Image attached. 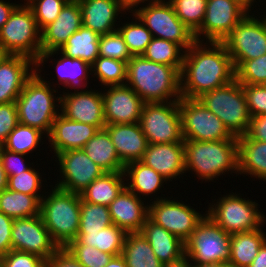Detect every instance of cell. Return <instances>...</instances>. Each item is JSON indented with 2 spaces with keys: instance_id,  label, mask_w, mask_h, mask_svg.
Masks as SVG:
<instances>
[{
  "instance_id": "obj_1",
  "label": "cell",
  "mask_w": 266,
  "mask_h": 267,
  "mask_svg": "<svg viewBox=\"0 0 266 267\" xmlns=\"http://www.w3.org/2000/svg\"><path fill=\"white\" fill-rule=\"evenodd\" d=\"M235 79L232 58L222 42L196 41L185 51L180 72L181 98H199Z\"/></svg>"
},
{
  "instance_id": "obj_2",
  "label": "cell",
  "mask_w": 266,
  "mask_h": 267,
  "mask_svg": "<svg viewBox=\"0 0 266 267\" xmlns=\"http://www.w3.org/2000/svg\"><path fill=\"white\" fill-rule=\"evenodd\" d=\"M144 103H163L181 99L180 71L145 59L142 55L133 56L127 62L126 83Z\"/></svg>"
},
{
  "instance_id": "obj_3",
  "label": "cell",
  "mask_w": 266,
  "mask_h": 267,
  "mask_svg": "<svg viewBox=\"0 0 266 267\" xmlns=\"http://www.w3.org/2000/svg\"><path fill=\"white\" fill-rule=\"evenodd\" d=\"M186 173L195 175L201 183L215 182L225 174H238V140H184ZM216 178V179H215Z\"/></svg>"
},
{
  "instance_id": "obj_4",
  "label": "cell",
  "mask_w": 266,
  "mask_h": 267,
  "mask_svg": "<svg viewBox=\"0 0 266 267\" xmlns=\"http://www.w3.org/2000/svg\"><path fill=\"white\" fill-rule=\"evenodd\" d=\"M51 87L34 72L15 101L19 123L36 128L46 136L60 114L61 106V90Z\"/></svg>"
},
{
  "instance_id": "obj_5",
  "label": "cell",
  "mask_w": 266,
  "mask_h": 267,
  "mask_svg": "<svg viewBox=\"0 0 266 267\" xmlns=\"http://www.w3.org/2000/svg\"><path fill=\"white\" fill-rule=\"evenodd\" d=\"M40 202V216L59 248H65L79 232L81 195L49 186ZM52 187V188H51Z\"/></svg>"
},
{
  "instance_id": "obj_6",
  "label": "cell",
  "mask_w": 266,
  "mask_h": 267,
  "mask_svg": "<svg viewBox=\"0 0 266 267\" xmlns=\"http://www.w3.org/2000/svg\"><path fill=\"white\" fill-rule=\"evenodd\" d=\"M236 193L229 191V194L213 199L208 203L206 216L230 235L264 227L266 216L257 200L242 198L241 193Z\"/></svg>"
},
{
  "instance_id": "obj_7",
  "label": "cell",
  "mask_w": 266,
  "mask_h": 267,
  "mask_svg": "<svg viewBox=\"0 0 266 267\" xmlns=\"http://www.w3.org/2000/svg\"><path fill=\"white\" fill-rule=\"evenodd\" d=\"M197 99L222 121L234 137L248 132L251 116L242 84L236 79L223 87L205 92Z\"/></svg>"
},
{
  "instance_id": "obj_8",
  "label": "cell",
  "mask_w": 266,
  "mask_h": 267,
  "mask_svg": "<svg viewBox=\"0 0 266 267\" xmlns=\"http://www.w3.org/2000/svg\"><path fill=\"white\" fill-rule=\"evenodd\" d=\"M0 48L10 55H23L34 62L41 54V30L32 10L20 3L0 29Z\"/></svg>"
},
{
  "instance_id": "obj_9",
  "label": "cell",
  "mask_w": 266,
  "mask_h": 267,
  "mask_svg": "<svg viewBox=\"0 0 266 267\" xmlns=\"http://www.w3.org/2000/svg\"><path fill=\"white\" fill-rule=\"evenodd\" d=\"M255 12L248 13L222 41L235 69L245 60L266 54V16Z\"/></svg>"
},
{
  "instance_id": "obj_10",
  "label": "cell",
  "mask_w": 266,
  "mask_h": 267,
  "mask_svg": "<svg viewBox=\"0 0 266 267\" xmlns=\"http://www.w3.org/2000/svg\"><path fill=\"white\" fill-rule=\"evenodd\" d=\"M139 124L148 143H184L179 101L144 103Z\"/></svg>"
},
{
  "instance_id": "obj_11",
  "label": "cell",
  "mask_w": 266,
  "mask_h": 267,
  "mask_svg": "<svg viewBox=\"0 0 266 267\" xmlns=\"http://www.w3.org/2000/svg\"><path fill=\"white\" fill-rule=\"evenodd\" d=\"M134 13L155 38L175 42L185 51L196 42L194 33L177 17L168 0L139 7Z\"/></svg>"
},
{
  "instance_id": "obj_12",
  "label": "cell",
  "mask_w": 266,
  "mask_h": 267,
  "mask_svg": "<svg viewBox=\"0 0 266 267\" xmlns=\"http://www.w3.org/2000/svg\"><path fill=\"white\" fill-rule=\"evenodd\" d=\"M179 111L184 140H238L222 121L197 98H181Z\"/></svg>"
},
{
  "instance_id": "obj_13",
  "label": "cell",
  "mask_w": 266,
  "mask_h": 267,
  "mask_svg": "<svg viewBox=\"0 0 266 267\" xmlns=\"http://www.w3.org/2000/svg\"><path fill=\"white\" fill-rule=\"evenodd\" d=\"M178 199L175 197L173 199L171 195L149 202L148 217L186 243L198 224L205 218L206 211L201 214L200 211L184 202L183 198Z\"/></svg>"
},
{
  "instance_id": "obj_14",
  "label": "cell",
  "mask_w": 266,
  "mask_h": 267,
  "mask_svg": "<svg viewBox=\"0 0 266 267\" xmlns=\"http://www.w3.org/2000/svg\"><path fill=\"white\" fill-rule=\"evenodd\" d=\"M185 247L186 254L194 264L229 262L230 234L205 216Z\"/></svg>"
},
{
  "instance_id": "obj_15",
  "label": "cell",
  "mask_w": 266,
  "mask_h": 267,
  "mask_svg": "<svg viewBox=\"0 0 266 267\" xmlns=\"http://www.w3.org/2000/svg\"><path fill=\"white\" fill-rule=\"evenodd\" d=\"M53 159L57 163L59 170L57 172L60 174L54 186L65 191L80 194L89 184L105 173L83 149L67 150L53 156Z\"/></svg>"
},
{
  "instance_id": "obj_16",
  "label": "cell",
  "mask_w": 266,
  "mask_h": 267,
  "mask_svg": "<svg viewBox=\"0 0 266 267\" xmlns=\"http://www.w3.org/2000/svg\"><path fill=\"white\" fill-rule=\"evenodd\" d=\"M248 13L235 0H207L203 22L194 33L195 40L222 42Z\"/></svg>"
},
{
  "instance_id": "obj_17",
  "label": "cell",
  "mask_w": 266,
  "mask_h": 267,
  "mask_svg": "<svg viewBox=\"0 0 266 267\" xmlns=\"http://www.w3.org/2000/svg\"><path fill=\"white\" fill-rule=\"evenodd\" d=\"M56 55V58H54ZM59 55V58H58ZM51 58V61H50ZM54 58V59H53ZM54 62L55 65L53 68L55 69V73L57 74L55 77H57V80L52 78V80L48 81L49 78L45 77L41 74L43 70L42 67H45L47 62ZM53 60V61H52ZM42 66V67H41ZM41 67V69H40ZM35 72L47 83L51 84L54 88H60V85H62V92L68 91V88L72 90L74 89H84L90 87L88 86L89 80L91 76V66L82 61L81 59L77 58H71L64 54H62L59 50H53L48 52H43L40 54L38 59L35 61ZM91 77H90V76ZM47 80V81H46ZM55 80V84L54 81ZM53 81V82H51ZM64 87V88H63ZM66 88V90H65Z\"/></svg>"
},
{
  "instance_id": "obj_18",
  "label": "cell",
  "mask_w": 266,
  "mask_h": 267,
  "mask_svg": "<svg viewBox=\"0 0 266 267\" xmlns=\"http://www.w3.org/2000/svg\"><path fill=\"white\" fill-rule=\"evenodd\" d=\"M12 250L35 254L47 261L58 249L40 215L14 219Z\"/></svg>"
},
{
  "instance_id": "obj_19",
  "label": "cell",
  "mask_w": 266,
  "mask_h": 267,
  "mask_svg": "<svg viewBox=\"0 0 266 267\" xmlns=\"http://www.w3.org/2000/svg\"><path fill=\"white\" fill-rule=\"evenodd\" d=\"M87 89L61 92L60 113L69 120L91 124L99 130L104 129L106 123L102 90H92V87Z\"/></svg>"
},
{
  "instance_id": "obj_20",
  "label": "cell",
  "mask_w": 266,
  "mask_h": 267,
  "mask_svg": "<svg viewBox=\"0 0 266 267\" xmlns=\"http://www.w3.org/2000/svg\"><path fill=\"white\" fill-rule=\"evenodd\" d=\"M101 90L106 124L139 122L144 102L132 88L124 84L105 86Z\"/></svg>"
},
{
  "instance_id": "obj_21",
  "label": "cell",
  "mask_w": 266,
  "mask_h": 267,
  "mask_svg": "<svg viewBox=\"0 0 266 267\" xmlns=\"http://www.w3.org/2000/svg\"><path fill=\"white\" fill-rule=\"evenodd\" d=\"M98 131L94 125L69 120L60 113L52 123L51 131L44 141L48 140L50 152L55 156L67 150L83 149Z\"/></svg>"
},
{
  "instance_id": "obj_22",
  "label": "cell",
  "mask_w": 266,
  "mask_h": 267,
  "mask_svg": "<svg viewBox=\"0 0 266 267\" xmlns=\"http://www.w3.org/2000/svg\"><path fill=\"white\" fill-rule=\"evenodd\" d=\"M145 201L125 187L108 206L112 223L126 233L141 232L149 214Z\"/></svg>"
},
{
  "instance_id": "obj_23",
  "label": "cell",
  "mask_w": 266,
  "mask_h": 267,
  "mask_svg": "<svg viewBox=\"0 0 266 267\" xmlns=\"http://www.w3.org/2000/svg\"><path fill=\"white\" fill-rule=\"evenodd\" d=\"M34 72L31 58L7 54L0 62V104L15 102Z\"/></svg>"
},
{
  "instance_id": "obj_24",
  "label": "cell",
  "mask_w": 266,
  "mask_h": 267,
  "mask_svg": "<svg viewBox=\"0 0 266 267\" xmlns=\"http://www.w3.org/2000/svg\"><path fill=\"white\" fill-rule=\"evenodd\" d=\"M184 159V143H148L140 161L153 168L168 181L174 180L175 182L178 178L186 176Z\"/></svg>"
},
{
  "instance_id": "obj_25",
  "label": "cell",
  "mask_w": 266,
  "mask_h": 267,
  "mask_svg": "<svg viewBox=\"0 0 266 267\" xmlns=\"http://www.w3.org/2000/svg\"><path fill=\"white\" fill-rule=\"evenodd\" d=\"M78 2L83 26L99 35L117 31L118 22H120L117 20H122V15L126 17L128 14L122 7L120 0H78Z\"/></svg>"
},
{
  "instance_id": "obj_26",
  "label": "cell",
  "mask_w": 266,
  "mask_h": 267,
  "mask_svg": "<svg viewBox=\"0 0 266 267\" xmlns=\"http://www.w3.org/2000/svg\"><path fill=\"white\" fill-rule=\"evenodd\" d=\"M82 25L78 0H69L56 20L41 30V53L58 50Z\"/></svg>"
},
{
  "instance_id": "obj_27",
  "label": "cell",
  "mask_w": 266,
  "mask_h": 267,
  "mask_svg": "<svg viewBox=\"0 0 266 267\" xmlns=\"http://www.w3.org/2000/svg\"><path fill=\"white\" fill-rule=\"evenodd\" d=\"M104 129L108 132L116 153L124 165L141 160L147 149L148 141L139 122L106 124Z\"/></svg>"
},
{
  "instance_id": "obj_28",
  "label": "cell",
  "mask_w": 266,
  "mask_h": 267,
  "mask_svg": "<svg viewBox=\"0 0 266 267\" xmlns=\"http://www.w3.org/2000/svg\"><path fill=\"white\" fill-rule=\"evenodd\" d=\"M123 172L125 176V187L139 198L145 196L146 198L144 197V199L147 200L148 197V200L149 198L151 199L149 202L165 198L164 196L166 194H162L164 193L162 192L163 185L166 184L167 186L168 184L169 186L170 182L150 166H147L141 161H134L126 164ZM160 192L163 197L158 195ZM153 197L154 199H152Z\"/></svg>"
},
{
  "instance_id": "obj_29",
  "label": "cell",
  "mask_w": 266,
  "mask_h": 267,
  "mask_svg": "<svg viewBox=\"0 0 266 267\" xmlns=\"http://www.w3.org/2000/svg\"><path fill=\"white\" fill-rule=\"evenodd\" d=\"M141 233L163 264L175 261L186 253L185 243L181 239L153 222L149 217L143 224Z\"/></svg>"
},
{
  "instance_id": "obj_30",
  "label": "cell",
  "mask_w": 266,
  "mask_h": 267,
  "mask_svg": "<svg viewBox=\"0 0 266 267\" xmlns=\"http://www.w3.org/2000/svg\"><path fill=\"white\" fill-rule=\"evenodd\" d=\"M238 139V174L266 182V142L253 140L247 134Z\"/></svg>"
},
{
  "instance_id": "obj_31",
  "label": "cell",
  "mask_w": 266,
  "mask_h": 267,
  "mask_svg": "<svg viewBox=\"0 0 266 267\" xmlns=\"http://www.w3.org/2000/svg\"><path fill=\"white\" fill-rule=\"evenodd\" d=\"M266 241L263 228L230 235L229 263L235 267H248Z\"/></svg>"
},
{
  "instance_id": "obj_32",
  "label": "cell",
  "mask_w": 266,
  "mask_h": 267,
  "mask_svg": "<svg viewBox=\"0 0 266 267\" xmlns=\"http://www.w3.org/2000/svg\"><path fill=\"white\" fill-rule=\"evenodd\" d=\"M88 157L105 172H123L124 164L119 159L108 132L99 130L83 147Z\"/></svg>"
},
{
  "instance_id": "obj_33",
  "label": "cell",
  "mask_w": 266,
  "mask_h": 267,
  "mask_svg": "<svg viewBox=\"0 0 266 267\" xmlns=\"http://www.w3.org/2000/svg\"><path fill=\"white\" fill-rule=\"evenodd\" d=\"M124 188V172H105L89 184L80 195L86 202L108 207Z\"/></svg>"
},
{
  "instance_id": "obj_34",
  "label": "cell",
  "mask_w": 266,
  "mask_h": 267,
  "mask_svg": "<svg viewBox=\"0 0 266 267\" xmlns=\"http://www.w3.org/2000/svg\"><path fill=\"white\" fill-rule=\"evenodd\" d=\"M100 35L83 25L58 50L71 58L81 59L90 66L99 56Z\"/></svg>"
},
{
  "instance_id": "obj_35",
  "label": "cell",
  "mask_w": 266,
  "mask_h": 267,
  "mask_svg": "<svg viewBox=\"0 0 266 267\" xmlns=\"http://www.w3.org/2000/svg\"><path fill=\"white\" fill-rule=\"evenodd\" d=\"M127 233L118 226H111L94 233H78L77 238L69 244H85L98 250L118 256L122 254Z\"/></svg>"
},
{
  "instance_id": "obj_36",
  "label": "cell",
  "mask_w": 266,
  "mask_h": 267,
  "mask_svg": "<svg viewBox=\"0 0 266 267\" xmlns=\"http://www.w3.org/2000/svg\"><path fill=\"white\" fill-rule=\"evenodd\" d=\"M121 255L127 267H163L141 232L127 233Z\"/></svg>"
},
{
  "instance_id": "obj_37",
  "label": "cell",
  "mask_w": 266,
  "mask_h": 267,
  "mask_svg": "<svg viewBox=\"0 0 266 267\" xmlns=\"http://www.w3.org/2000/svg\"><path fill=\"white\" fill-rule=\"evenodd\" d=\"M43 197L7 188L0 193V211L13 219L34 217L40 215V202Z\"/></svg>"
},
{
  "instance_id": "obj_38",
  "label": "cell",
  "mask_w": 266,
  "mask_h": 267,
  "mask_svg": "<svg viewBox=\"0 0 266 267\" xmlns=\"http://www.w3.org/2000/svg\"><path fill=\"white\" fill-rule=\"evenodd\" d=\"M132 17L131 22L129 17ZM127 16L128 21L119 22L117 31L123 37L129 52L132 56L142 55L148 44L152 41L153 36L151 32L146 28L145 24L140 20V18L133 12ZM121 23V24H120Z\"/></svg>"
},
{
  "instance_id": "obj_39",
  "label": "cell",
  "mask_w": 266,
  "mask_h": 267,
  "mask_svg": "<svg viewBox=\"0 0 266 267\" xmlns=\"http://www.w3.org/2000/svg\"><path fill=\"white\" fill-rule=\"evenodd\" d=\"M45 137L47 138L40 130L19 123L11 131L6 142L2 146L12 152L24 155L30 154L29 157L31 158V154L34 153L33 151H37V148L46 144L43 141Z\"/></svg>"
},
{
  "instance_id": "obj_40",
  "label": "cell",
  "mask_w": 266,
  "mask_h": 267,
  "mask_svg": "<svg viewBox=\"0 0 266 267\" xmlns=\"http://www.w3.org/2000/svg\"><path fill=\"white\" fill-rule=\"evenodd\" d=\"M185 50L175 42L153 37L142 56L152 62L174 66L180 72Z\"/></svg>"
},
{
  "instance_id": "obj_41",
  "label": "cell",
  "mask_w": 266,
  "mask_h": 267,
  "mask_svg": "<svg viewBox=\"0 0 266 267\" xmlns=\"http://www.w3.org/2000/svg\"><path fill=\"white\" fill-rule=\"evenodd\" d=\"M127 63L118 59L98 56L91 65V75L101 88L126 83Z\"/></svg>"
},
{
  "instance_id": "obj_42",
  "label": "cell",
  "mask_w": 266,
  "mask_h": 267,
  "mask_svg": "<svg viewBox=\"0 0 266 267\" xmlns=\"http://www.w3.org/2000/svg\"><path fill=\"white\" fill-rule=\"evenodd\" d=\"M79 221L78 233L99 232L113 224L107 206L86 202L82 198Z\"/></svg>"
},
{
  "instance_id": "obj_43",
  "label": "cell",
  "mask_w": 266,
  "mask_h": 267,
  "mask_svg": "<svg viewBox=\"0 0 266 267\" xmlns=\"http://www.w3.org/2000/svg\"><path fill=\"white\" fill-rule=\"evenodd\" d=\"M35 166L36 165H33L29 170L17 173V175L9 176L7 188L27 195L44 196L47 190L46 187H48L47 184H44L45 182L47 183V179L44 178V180L42 178L43 174H41L39 172L40 169H37V166L35 168Z\"/></svg>"
},
{
  "instance_id": "obj_44",
  "label": "cell",
  "mask_w": 266,
  "mask_h": 267,
  "mask_svg": "<svg viewBox=\"0 0 266 267\" xmlns=\"http://www.w3.org/2000/svg\"><path fill=\"white\" fill-rule=\"evenodd\" d=\"M177 17L195 33L203 22L207 0H168Z\"/></svg>"
},
{
  "instance_id": "obj_45",
  "label": "cell",
  "mask_w": 266,
  "mask_h": 267,
  "mask_svg": "<svg viewBox=\"0 0 266 267\" xmlns=\"http://www.w3.org/2000/svg\"><path fill=\"white\" fill-rule=\"evenodd\" d=\"M235 71L240 84L266 85V54L243 61Z\"/></svg>"
},
{
  "instance_id": "obj_46",
  "label": "cell",
  "mask_w": 266,
  "mask_h": 267,
  "mask_svg": "<svg viewBox=\"0 0 266 267\" xmlns=\"http://www.w3.org/2000/svg\"><path fill=\"white\" fill-rule=\"evenodd\" d=\"M68 1L69 0H24L26 5L32 10L40 30L56 20L61 9Z\"/></svg>"
},
{
  "instance_id": "obj_47",
  "label": "cell",
  "mask_w": 266,
  "mask_h": 267,
  "mask_svg": "<svg viewBox=\"0 0 266 267\" xmlns=\"http://www.w3.org/2000/svg\"><path fill=\"white\" fill-rule=\"evenodd\" d=\"M99 56L128 62L133 56L118 31L100 35Z\"/></svg>"
},
{
  "instance_id": "obj_48",
  "label": "cell",
  "mask_w": 266,
  "mask_h": 267,
  "mask_svg": "<svg viewBox=\"0 0 266 267\" xmlns=\"http://www.w3.org/2000/svg\"><path fill=\"white\" fill-rule=\"evenodd\" d=\"M65 248L83 267H104L113 257L112 254L85 244H68Z\"/></svg>"
},
{
  "instance_id": "obj_49",
  "label": "cell",
  "mask_w": 266,
  "mask_h": 267,
  "mask_svg": "<svg viewBox=\"0 0 266 267\" xmlns=\"http://www.w3.org/2000/svg\"><path fill=\"white\" fill-rule=\"evenodd\" d=\"M250 116L266 115V85L242 84Z\"/></svg>"
},
{
  "instance_id": "obj_50",
  "label": "cell",
  "mask_w": 266,
  "mask_h": 267,
  "mask_svg": "<svg viewBox=\"0 0 266 267\" xmlns=\"http://www.w3.org/2000/svg\"><path fill=\"white\" fill-rule=\"evenodd\" d=\"M45 262L35 254L16 250H11L0 258L1 267H45Z\"/></svg>"
},
{
  "instance_id": "obj_51",
  "label": "cell",
  "mask_w": 266,
  "mask_h": 267,
  "mask_svg": "<svg viewBox=\"0 0 266 267\" xmlns=\"http://www.w3.org/2000/svg\"><path fill=\"white\" fill-rule=\"evenodd\" d=\"M26 156L28 155L12 152L0 146V159L8 177L29 170L34 165L29 159L25 160Z\"/></svg>"
},
{
  "instance_id": "obj_52",
  "label": "cell",
  "mask_w": 266,
  "mask_h": 267,
  "mask_svg": "<svg viewBox=\"0 0 266 267\" xmlns=\"http://www.w3.org/2000/svg\"><path fill=\"white\" fill-rule=\"evenodd\" d=\"M19 124L15 102L0 104V146H2L11 131Z\"/></svg>"
},
{
  "instance_id": "obj_53",
  "label": "cell",
  "mask_w": 266,
  "mask_h": 267,
  "mask_svg": "<svg viewBox=\"0 0 266 267\" xmlns=\"http://www.w3.org/2000/svg\"><path fill=\"white\" fill-rule=\"evenodd\" d=\"M14 219L0 211V258L12 250L11 230Z\"/></svg>"
},
{
  "instance_id": "obj_54",
  "label": "cell",
  "mask_w": 266,
  "mask_h": 267,
  "mask_svg": "<svg viewBox=\"0 0 266 267\" xmlns=\"http://www.w3.org/2000/svg\"><path fill=\"white\" fill-rule=\"evenodd\" d=\"M45 267H83V266L66 248H59L45 262Z\"/></svg>"
},
{
  "instance_id": "obj_55",
  "label": "cell",
  "mask_w": 266,
  "mask_h": 267,
  "mask_svg": "<svg viewBox=\"0 0 266 267\" xmlns=\"http://www.w3.org/2000/svg\"><path fill=\"white\" fill-rule=\"evenodd\" d=\"M246 134L253 140L266 142V115L251 117Z\"/></svg>"
},
{
  "instance_id": "obj_56",
  "label": "cell",
  "mask_w": 266,
  "mask_h": 267,
  "mask_svg": "<svg viewBox=\"0 0 266 267\" xmlns=\"http://www.w3.org/2000/svg\"><path fill=\"white\" fill-rule=\"evenodd\" d=\"M163 0H120L122 7L126 11V13L135 12L138 7H142L148 4L158 3ZM147 2V3H146Z\"/></svg>"
},
{
  "instance_id": "obj_57",
  "label": "cell",
  "mask_w": 266,
  "mask_h": 267,
  "mask_svg": "<svg viewBox=\"0 0 266 267\" xmlns=\"http://www.w3.org/2000/svg\"><path fill=\"white\" fill-rule=\"evenodd\" d=\"M20 3H10L0 0V29L8 21L10 14Z\"/></svg>"
},
{
  "instance_id": "obj_58",
  "label": "cell",
  "mask_w": 266,
  "mask_h": 267,
  "mask_svg": "<svg viewBox=\"0 0 266 267\" xmlns=\"http://www.w3.org/2000/svg\"><path fill=\"white\" fill-rule=\"evenodd\" d=\"M248 267H266V241L262 244L257 256Z\"/></svg>"
},
{
  "instance_id": "obj_59",
  "label": "cell",
  "mask_w": 266,
  "mask_h": 267,
  "mask_svg": "<svg viewBox=\"0 0 266 267\" xmlns=\"http://www.w3.org/2000/svg\"><path fill=\"white\" fill-rule=\"evenodd\" d=\"M163 267H195L190 257L185 253L182 257L170 263L163 264Z\"/></svg>"
},
{
  "instance_id": "obj_60",
  "label": "cell",
  "mask_w": 266,
  "mask_h": 267,
  "mask_svg": "<svg viewBox=\"0 0 266 267\" xmlns=\"http://www.w3.org/2000/svg\"><path fill=\"white\" fill-rule=\"evenodd\" d=\"M104 267H127L126 261L122 255L113 256L109 263Z\"/></svg>"
},
{
  "instance_id": "obj_61",
  "label": "cell",
  "mask_w": 266,
  "mask_h": 267,
  "mask_svg": "<svg viewBox=\"0 0 266 267\" xmlns=\"http://www.w3.org/2000/svg\"><path fill=\"white\" fill-rule=\"evenodd\" d=\"M7 187H8V176L2 166V162L0 159V193L5 189H7Z\"/></svg>"
},
{
  "instance_id": "obj_62",
  "label": "cell",
  "mask_w": 266,
  "mask_h": 267,
  "mask_svg": "<svg viewBox=\"0 0 266 267\" xmlns=\"http://www.w3.org/2000/svg\"><path fill=\"white\" fill-rule=\"evenodd\" d=\"M235 1L238 2L240 5H242L249 13H253L254 8H255L254 7L255 3H257V5L259 6L258 3L261 0H258L259 2H257L256 0H235ZM261 2H265V0H262Z\"/></svg>"
},
{
  "instance_id": "obj_63",
  "label": "cell",
  "mask_w": 266,
  "mask_h": 267,
  "mask_svg": "<svg viewBox=\"0 0 266 267\" xmlns=\"http://www.w3.org/2000/svg\"><path fill=\"white\" fill-rule=\"evenodd\" d=\"M195 267H235L229 262H221V263H207V264H195Z\"/></svg>"
},
{
  "instance_id": "obj_64",
  "label": "cell",
  "mask_w": 266,
  "mask_h": 267,
  "mask_svg": "<svg viewBox=\"0 0 266 267\" xmlns=\"http://www.w3.org/2000/svg\"><path fill=\"white\" fill-rule=\"evenodd\" d=\"M7 54L0 48V62Z\"/></svg>"
}]
</instances>
